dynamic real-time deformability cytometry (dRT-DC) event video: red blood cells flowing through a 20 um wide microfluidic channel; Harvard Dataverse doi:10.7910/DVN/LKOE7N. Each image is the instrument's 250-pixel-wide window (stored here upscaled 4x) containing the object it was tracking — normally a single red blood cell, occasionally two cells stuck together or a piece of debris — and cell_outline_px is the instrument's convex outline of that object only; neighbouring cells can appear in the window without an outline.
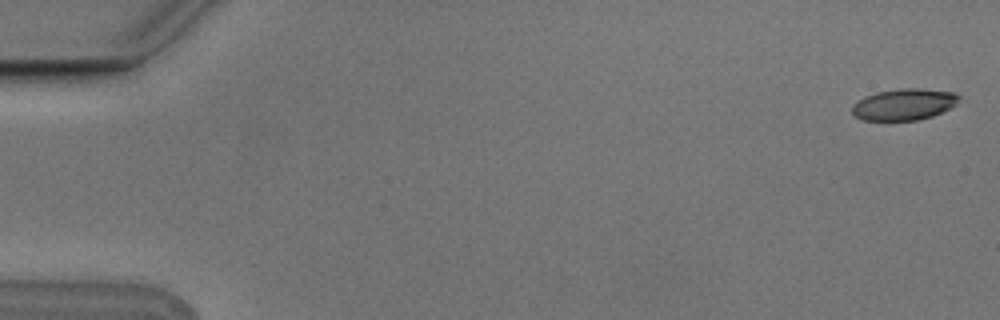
{"species": "Egyptian fruit bat (a non-hibernating species)", "species_latin": "Rousettus aegyptiacus", "temperature_condition": "cold", "stored_images_in_passage": 5, "camera_frame_rate_fps": 3000, "um_per_image_px": 0.085, "animal": {"sex": "male"}, "frame": {"image": 1, "passage_image": 1, "time_ms": 0.0, "image_size_px": [1000, 320], "cell_outline_px": [[960, 100], [956, 104], [932, 116], [916, 120], [864, 120], [856, 116], [852, 112], [852, 104], [864, 96], [876, 92], [900, 88], [924, 88], [956, 92], [960, 96]], "centroid_in_image_um": [76.85, 8.85], "position_along_channel_um": 8.2, "area_um2": 19.65}}